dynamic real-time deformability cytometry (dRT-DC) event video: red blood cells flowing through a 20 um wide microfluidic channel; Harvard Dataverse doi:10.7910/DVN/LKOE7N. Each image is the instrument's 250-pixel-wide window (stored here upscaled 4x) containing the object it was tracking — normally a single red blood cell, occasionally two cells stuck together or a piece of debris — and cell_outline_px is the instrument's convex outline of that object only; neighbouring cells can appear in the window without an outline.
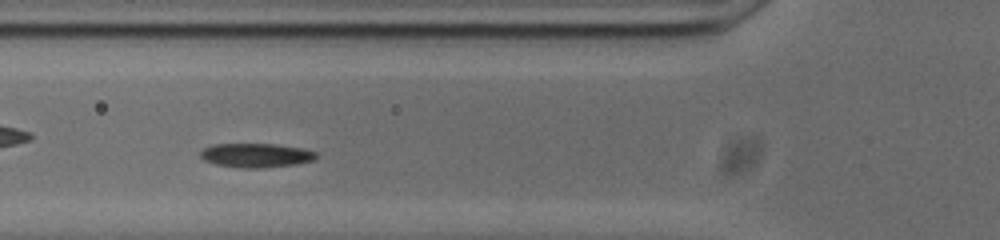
{"species": "common noctule bat (a hibernating species)", "species_latin": "Nyctalus noctula", "temperature_condition": "cold", "stored_images_in_passage": 48, "camera_frame_rate_fps": 3000, "um_per_image_px": 0.085, "animal": {"sex": "male", "body_mass_g": 20.0, "forearm_length_mm": 53.3}, "frame": {"image": 1, "passage_image": 12, "time_ms": 3.667, "image_size_px": [1000, 240], "cell_outline_px": [[316, 156], [312, 160], [296, 164], [260, 168], [240, 168], [216, 164], [204, 160], [200, 156], [200, 152], [204, 148], [212, 144], [272, 144], [304, 148], [316, 152]], "centroid_in_image_um": [21.74, 13.2], "position_along_channel_um": 104.1, "area_um2": 16.18}}
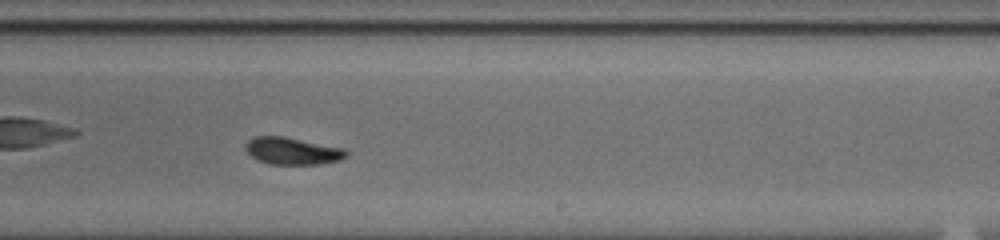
{"frame": {"image": 2, "passage_image": 25, "time_ms": 8.0, "image_size_px": [1000, 240], "cell_outline_px": [[348, 152], [340, 160], [316, 164], [272, 164], [260, 160], [252, 156], [244, 148], [244, 144], [248, 140], [256, 136], [284, 136], [344, 148]], "centroid_in_image_um": [24.83, 12.81], "position_along_channel_um": 264.2, "area_um2": 15.72}}
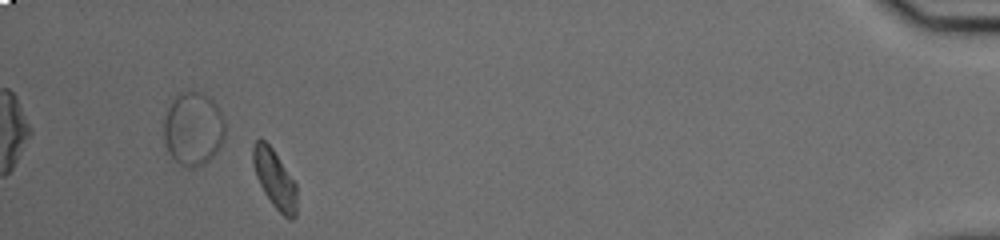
{"frame": {"image": 3, "passage_image": 43, "time_ms": 14.0, "image_size_px": [1000, 240], "cell_outline_px": [[296, 216], [292, 220], [288, 220], [272, 204], [264, 192], [256, 176], [252, 164], [252, 144], [256, 140], [264, 140], [272, 148], [296, 184]], "centroid_in_image_um": [23.33, 15.22], "position_along_channel_um": 411.9, "area_um2": 14.85}, "authors_computed_cell_mechanics": {"area_um2": 15.6349, "velocity_mm_per_s": 3.708, "shape_relaxation_time_tau1_ms": 5.148, "shape_relaxation_time_tau2_ms": 3.0858, "deformation_change_tau1": 0.1354, "deformation_change_tau2": 0.0708}}